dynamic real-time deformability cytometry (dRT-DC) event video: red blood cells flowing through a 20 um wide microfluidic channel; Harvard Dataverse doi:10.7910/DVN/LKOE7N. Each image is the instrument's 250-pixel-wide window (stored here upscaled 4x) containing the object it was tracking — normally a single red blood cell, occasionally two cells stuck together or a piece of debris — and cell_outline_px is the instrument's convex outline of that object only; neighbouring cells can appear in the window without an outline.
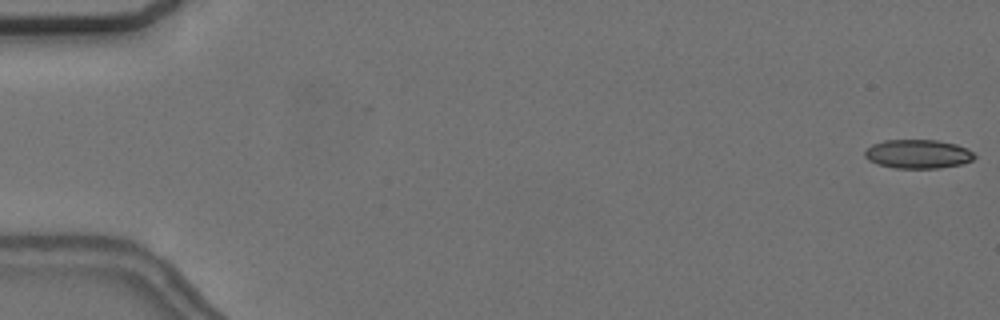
{"species": "common noctule bat (a hibernating species)", "species_latin": "Nyctalus noctula", "temperature_condition": "cold", "stored_images_in_passage": 6, "camera_frame_rate_fps": 3000, "um_per_image_px": 0.085, "animal": {"sex": "female", "body_mass_g": 24.6, "forearm_length_mm": 56.2}, "frame": {"image": 1, "passage_image": 1, "time_ms": 0.0, "image_size_px": [1000, 320], "cell_outline_px": [[976, 156], [972, 160], [960, 164], [940, 168], [896, 168], [876, 164], [868, 160], [864, 156], [864, 152], [872, 144], [884, 140], [936, 140], [956, 144], [968, 148]], "centroid_in_image_um": [78.01, 13.09], "position_along_channel_um": 7.0, "area_um2": 18.5}}
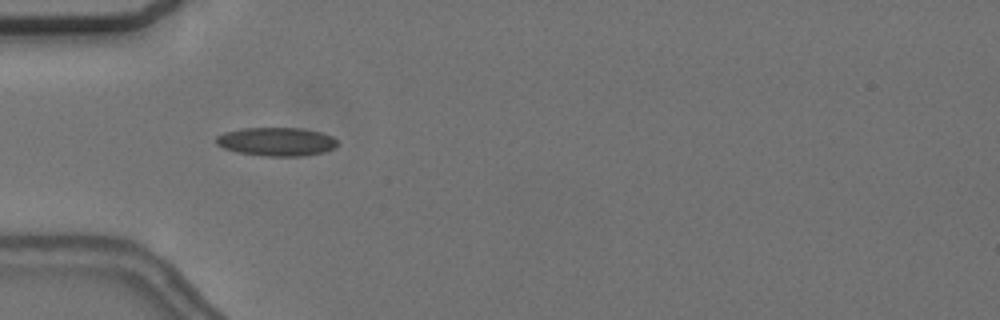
{"frame": {"image": 2, "passage_image": 5, "time_ms": 5.667, "image_size_px": [1000, 320], "cell_outline_px": [[336, 148], [324, 152], [300, 156], [264, 156], [236, 152], [224, 148], [216, 144], [216, 136], [224, 132], [240, 128], [304, 128], [320, 132], [332, 136], [336, 140]], "centroid_in_image_um": [23.48, 12.04], "position_along_channel_um": 61.5, "area_um2": 20.29}}